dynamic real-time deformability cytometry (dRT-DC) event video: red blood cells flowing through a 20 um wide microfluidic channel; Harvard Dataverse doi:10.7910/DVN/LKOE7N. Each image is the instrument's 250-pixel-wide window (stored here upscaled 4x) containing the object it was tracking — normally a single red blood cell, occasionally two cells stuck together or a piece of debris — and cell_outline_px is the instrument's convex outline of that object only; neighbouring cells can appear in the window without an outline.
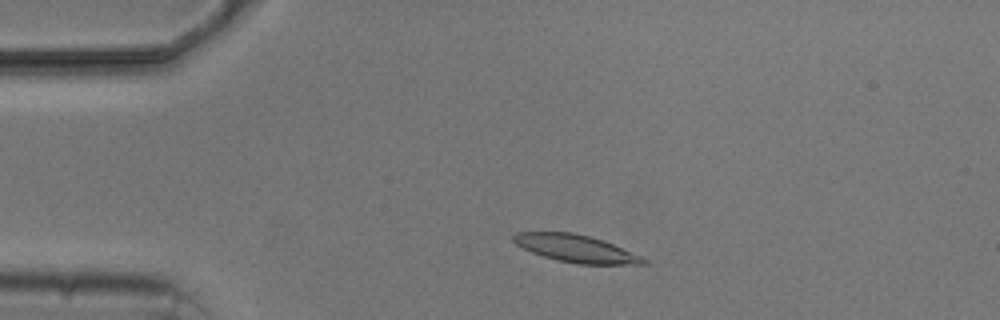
{"species": "common noctule bat (a hibernating species)", "species_latin": "Nyctalus noctula", "temperature_condition": "cold", "stored_images_in_passage": 4, "camera_frame_rate_fps": 3000, "um_per_image_px": 0.085, "animal": {"sex": "male", "body_mass_g": 20.5, "forearm_length_mm": 52.5}, "frame": {"image": 1, "passage_image": 2, "time_ms": 1.333, "image_size_px": [1000, 320], "cell_outline_px": [[648, 264], [576, 264], [544, 256], [532, 252], [516, 244], [512, 240], [512, 236], [516, 232], [572, 232], [588, 236], [612, 244], [640, 256], [648, 260]], "centroid_in_image_um": [48.92, 21.12], "position_along_channel_um": 36.1, "area_um2": 20.35}}